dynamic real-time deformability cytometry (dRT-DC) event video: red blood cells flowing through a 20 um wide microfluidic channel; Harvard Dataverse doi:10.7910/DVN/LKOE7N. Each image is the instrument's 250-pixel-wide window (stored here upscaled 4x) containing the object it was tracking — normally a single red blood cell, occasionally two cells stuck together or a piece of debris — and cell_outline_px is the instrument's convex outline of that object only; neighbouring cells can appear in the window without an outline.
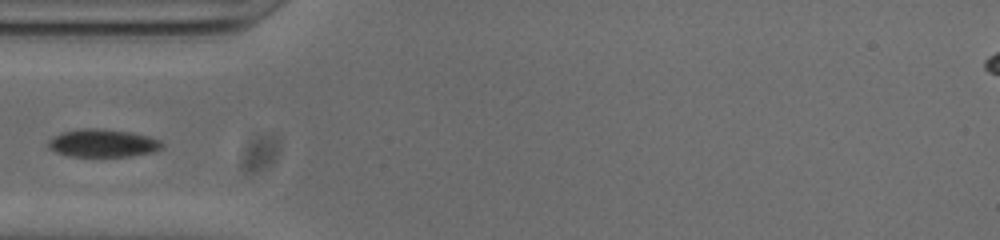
{"species": "common noctule bat (a hibernating species)", "species_latin": "Nyctalus noctula", "temperature_condition": "cold", "stored_images_in_passage": 3, "camera_frame_rate_fps": 3000, "um_per_image_px": 0.085, "animal": {"sex": "male", "body_mass_g": 20.0, "forearm_length_mm": 53.3}, "frame": {"image": 1, "passage_image": 1, "time_ms": 0.0, "image_size_px": [1000, 240], "cell_outline_px": [[164, 144], [160, 148], [152, 152], [132, 156], [68, 156], [56, 152], [48, 148], [48, 140], [60, 132], [84, 128], [104, 128], [128, 132], [148, 136], [160, 140]], "centroid_in_image_um": [8.7, 12.16], "position_along_channel_um": 76.3, "area_um2": 18.5}}